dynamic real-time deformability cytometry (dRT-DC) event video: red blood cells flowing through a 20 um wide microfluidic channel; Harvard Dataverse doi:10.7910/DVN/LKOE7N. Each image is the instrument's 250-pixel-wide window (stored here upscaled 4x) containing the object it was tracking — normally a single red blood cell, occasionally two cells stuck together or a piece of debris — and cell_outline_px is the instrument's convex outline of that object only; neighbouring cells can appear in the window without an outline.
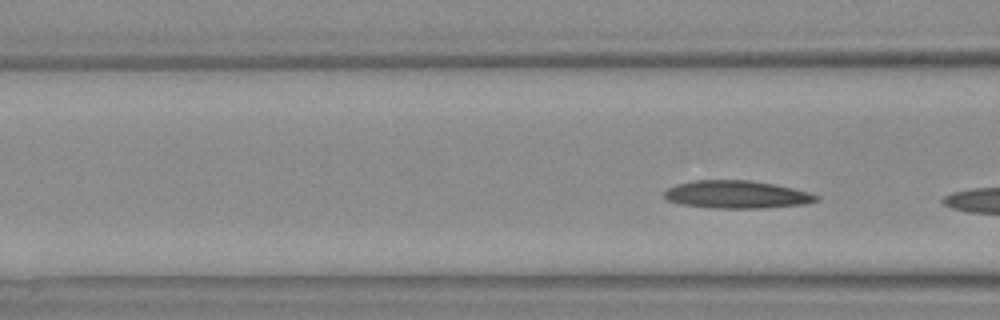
{"species": "Egyptian fruit bat (a non-hibernating species)", "species_latin": "Rousettus aegyptiacus", "temperature_condition": "warm", "stored_images_in_passage": 5, "camera_frame_rate_fps": 3000, "um_per_image_px": 0.085, "animal": {"sex": "female"}, "frame": {"image": 1, "passage_image": 5, "time_ms": 5.667, "image_size_px": [1000, 320], "cell_outline_px": [[820, 200], [804, 204], [768, 208], [712, 208], [680, 204], [668, 200], [664, 196], [664, 192], [668, 188], [676, 184], [696, 180], [748, 180], [772, 184], [792, 188], [808, 192], [820, 196]], "centroid_in_image_um": [62.62, 16.54], "position_along_channel_um": 104.0, "area_um2": 24.57}}